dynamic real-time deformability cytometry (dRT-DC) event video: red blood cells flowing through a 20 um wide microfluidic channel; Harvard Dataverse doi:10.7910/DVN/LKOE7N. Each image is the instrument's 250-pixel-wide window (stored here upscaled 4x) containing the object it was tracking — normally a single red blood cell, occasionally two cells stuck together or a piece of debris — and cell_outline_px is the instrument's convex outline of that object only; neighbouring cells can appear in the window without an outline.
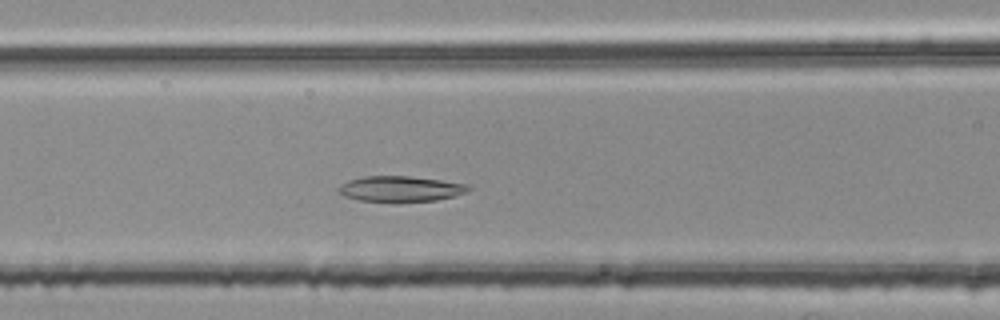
{"species": "common noctule bat (a hibernating species)", "species_latin": "Nyctalus noctula", "temperature_condition": "room temperature", "stored_images_in_passage": 45, "camera_frame_rate_fps": 3000, "um_per_image_px": 0.085, "animal": {"sex": "female", "body_mass_g": 25.1}, "frame": {"image": 1, "passage_image": 17, "time_ms": 5.333, "image_size_px": [1000, 320], "cell_outline_px": [[472, 188], [468, 192], [456, 196], [436, 200], [360, 200], [344, 196], [336, 192], [336, 188], [340, 184], [348, 180], [364, 176], [408, 176], [440, 180], [468, 184]], "centroid_in_image_um": [34.03, 16.02], "position_along_channel_um": 132.6, "area_um2": 19.07}}
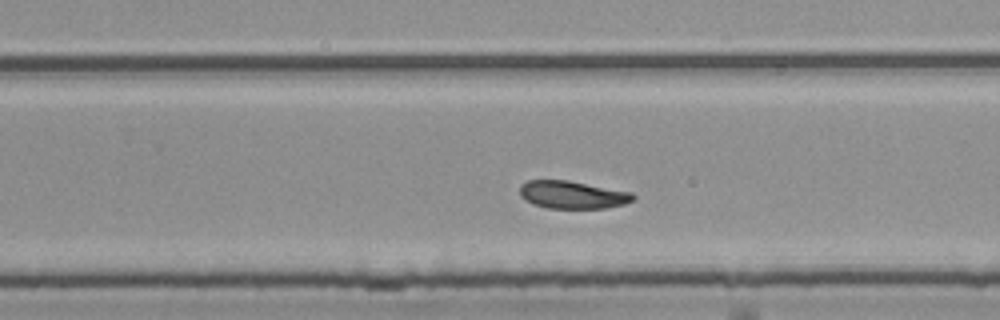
{"frame": {"image": 2, "passage_image": 29, "time_ms": 9.333, "image_size_px": [1000, 320], "cell_outline_px": [[636, 200], [624, 204], [608, 208], [548, 208], [532, 204], [520, 196], [520, 184], [528, 180], [568, 180], [632, 192], [636, 196]], "centroid_in_image_um": [48.68, 16.55], "position_along_channel_um": 281.1, "area_um2": 18.5}}
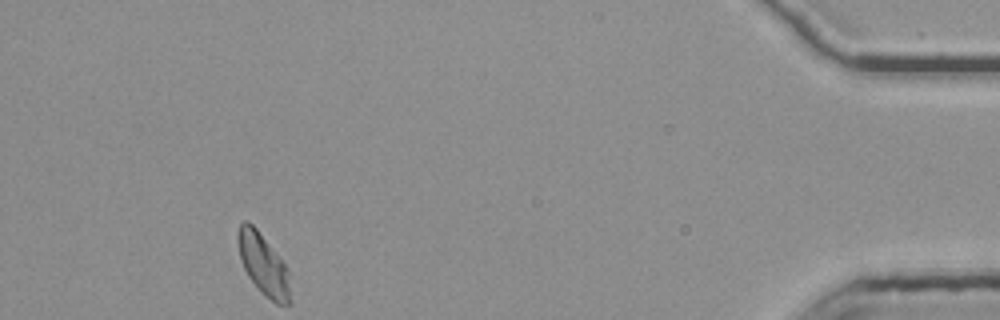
{"frame": {"image": 3, "passage_image": 45, "time_ms": 14.667, "image_size_px": [1000, 320], "cell_outline_px": [[292, 304], [276, 304], [264, 296], [260, 292], [248, 276], [240, 260], [236, 240], [236, 232], [240, 224], [244, 220], [248, 220], [256, 228], [284, 264], [288, 272]], "centroid_in_image_um": [22.35, 22.5], "position_along_channel_um": 412.8, "area_um2": 18.84}, "authors_computed_cell_mechanics": {"area_um2": 19.0162, "velocity_mm_per_s": 3.7241, "shape_relaxation_time_tau1_ms": 10.2508, "shape_relaxation_time_tau2_ms": 4.2434, "deformation_change_tau1": 0.1534, "deformation_change_tau2": 0.097}}